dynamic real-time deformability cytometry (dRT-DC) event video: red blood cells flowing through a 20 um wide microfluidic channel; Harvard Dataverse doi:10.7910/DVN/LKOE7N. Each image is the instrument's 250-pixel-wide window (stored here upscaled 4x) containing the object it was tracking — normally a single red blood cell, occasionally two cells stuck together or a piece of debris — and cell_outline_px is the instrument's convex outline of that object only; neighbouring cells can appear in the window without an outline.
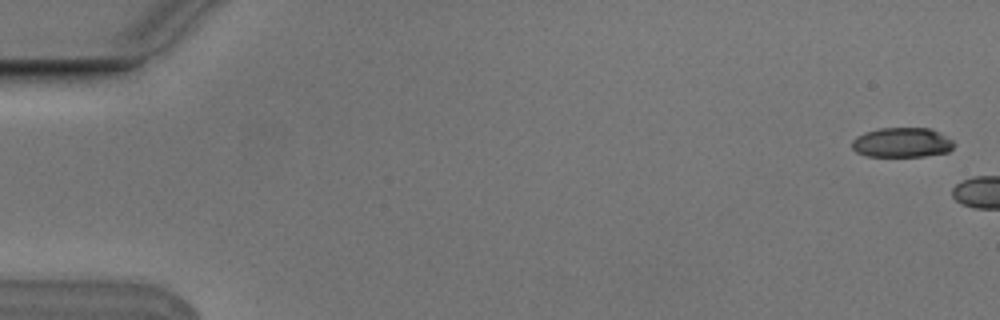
{"species": "Egyptian fruit bat (a non-hibernating species)", "species_latin": "Rousettus aegyptiacus", "temperature_condition": "cold", "stored_images_in_passage": 8, "camera_frame_rate_fps": 3000, "um_per_image_px": 0.085, "animal": {"sex": "male"}, "frame": {"image": 1, "passage_image": 1, "time_ms": 0.0, "image_size_px": [1000, 320], "cell_outline_px": [[956, 144], [948, 152], [924, 156], [868, 156], [856, 152], [852, 148], [852, 140], [856, 136], [864, 132], [880, 128], [932, 128], [940, 132], [952, 140]], "centroid_in_image_um": [76.67, 12.1], "position_along_channel_um": 8.3, "area_um2": 17.8}}
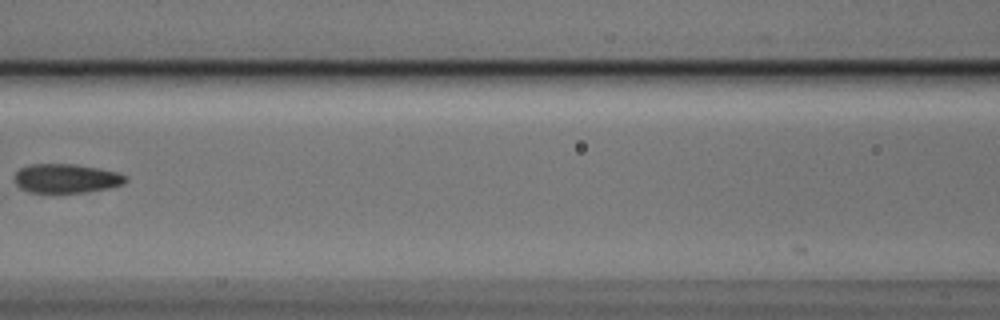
{"frame": {"image": 2, "passage_image": 8, "time_ms": 2.333, "image_size_px": [1000, 320], "cell_outline_px": [[128, 180], [124, 184], [108, 188], [84, 192], [28, 192], [20, 188], [12, 180], [16, 172], [20, 168], [28, 164], [76, 164], [100, 168], [116, 172], [128, 176]], "centroid_in_image_um": [5.62, 15.15], "position_along_channel_um": 161.0, "area_um2": 19.02}}